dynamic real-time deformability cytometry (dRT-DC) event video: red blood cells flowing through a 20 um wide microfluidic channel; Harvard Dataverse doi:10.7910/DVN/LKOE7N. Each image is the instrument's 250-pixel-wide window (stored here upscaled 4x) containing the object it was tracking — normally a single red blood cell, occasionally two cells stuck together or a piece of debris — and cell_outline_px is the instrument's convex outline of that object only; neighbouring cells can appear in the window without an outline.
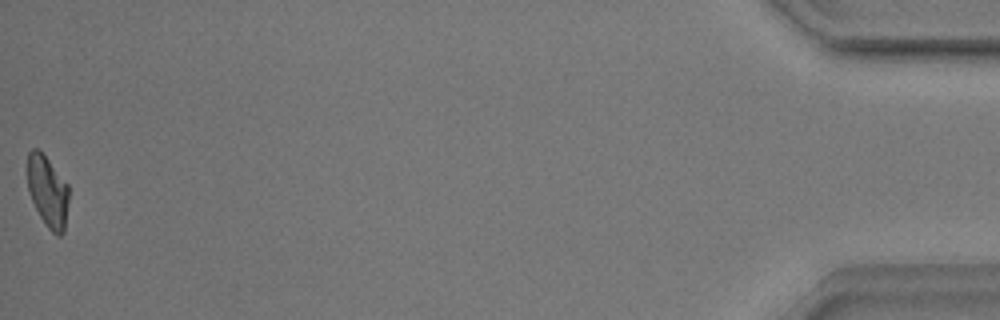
{"species": "common noctule bat (a hibernating species)", "species_latin": "Nyctalus noctula", "temperature_condition": "warm", "stored_images_in_passage": 53, "camera_frame_rate_fps": 3000, "um_per_image_px": 0.085, "animal": {"sex": "male", "body_mass_g": 17.9}, "frame": {"image": 1, "passage_image": 53, "time_ms": 17.333, "image_size_px": [1000, 320], "cell_outline_px": [[68, 204], [64, 232], [60, 236], [56, 236], [48, 228], [40, 216], [28, 192], [28, 152], [32, 148], [36, 148], [48, 160], [68, 184]], "centroid_in_image_um": [4.06, 16.3], "position_along_channel_um": 431.1, "area_um2": 16.99}, "authors_computed_cell_mechanics": {"area_um2": 17.8602, "velocity_mm_per_s": 3.8969, "shape_relaxation_time_tau1_ms": 4.6359, "shape_relaxation_time_tau2_ms": 3.1077, "deformation_change_tau1": 0.163, "deformation_change_tau2": 0.0897}}